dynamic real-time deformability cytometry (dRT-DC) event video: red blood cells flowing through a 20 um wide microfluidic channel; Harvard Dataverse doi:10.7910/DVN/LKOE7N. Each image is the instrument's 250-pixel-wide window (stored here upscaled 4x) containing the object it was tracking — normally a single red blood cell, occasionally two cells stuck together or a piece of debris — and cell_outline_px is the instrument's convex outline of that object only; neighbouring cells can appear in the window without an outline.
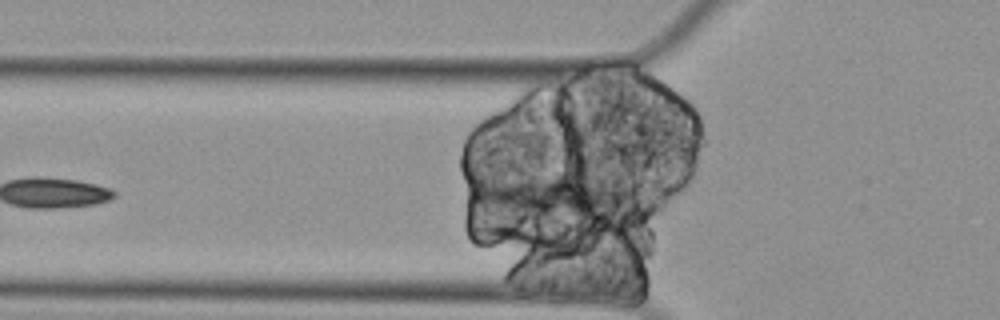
{"species": "Egyptian fruit bat (a non-hibernating species)", "species_latin": "Rousettus aegyptiacus", "temperature_condition": "cold", "stored_images_in_passage": 47, "segment_of_instrument_passage": [2, 3], "camera_frame_rate_fps": 3000, "um_per_image_px": 0.085, "animal": {"sex": "female"}, "frame": {"image": 1, "passage_image": 7, "time_ms": 2.0, "image_size_px": [1000, 320], "cell_outline_px": [[636, 200], [616, 212], [592, 224], [576, 228], [480, 204], [468, 196], [468, 192], [552, 172], [568, 172], [636, 192]], "centroid_in_image_um": [47.38, 16.87], "position_along_channel_um": 78.4, "area_um2": 41.1}}